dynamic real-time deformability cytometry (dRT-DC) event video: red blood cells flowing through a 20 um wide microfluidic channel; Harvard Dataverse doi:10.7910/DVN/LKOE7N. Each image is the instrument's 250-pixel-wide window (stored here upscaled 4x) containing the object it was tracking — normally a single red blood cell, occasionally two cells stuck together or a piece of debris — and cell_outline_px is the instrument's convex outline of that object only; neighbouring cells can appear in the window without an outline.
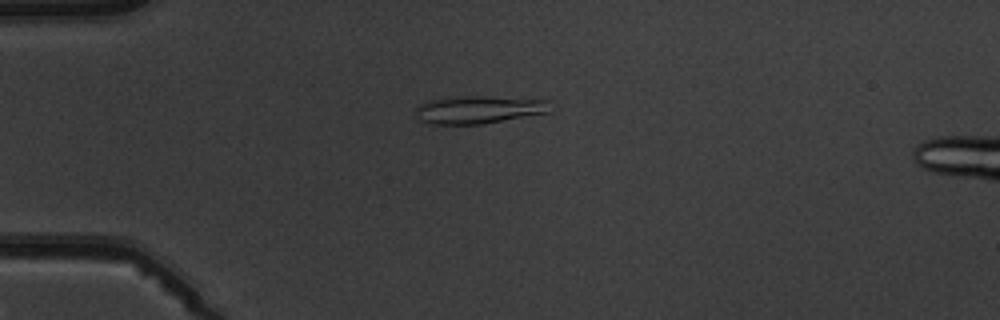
{"species": "common noctule bat (a hibernating species)", "species_latin": "Nyctalus noctula", "temperature_condition": "warm", "stored_images_in_passage": 5, "camera_frame_rate_fps": 3000, "um_per_image_px": 0.085, "animal": {"sex": "male", "body_mass_g": 19.5, "forearm_length_mm": 54.6}, "frame": {"image": 1, "passage_image": 4, "time_ms": 3.333, "image_size_px": [1000, 320], "cell_outline_px": [[552, 112], [484, 124], [432, 124], [416, 120], [416, 108], [420, 104], [428, 100], [460, 96], [536, 96], [548, 100]], "centroid_in_image_um": [40.81, 9.29], "position_along_channel_um": 44.2, "area_um2": 22.77}}